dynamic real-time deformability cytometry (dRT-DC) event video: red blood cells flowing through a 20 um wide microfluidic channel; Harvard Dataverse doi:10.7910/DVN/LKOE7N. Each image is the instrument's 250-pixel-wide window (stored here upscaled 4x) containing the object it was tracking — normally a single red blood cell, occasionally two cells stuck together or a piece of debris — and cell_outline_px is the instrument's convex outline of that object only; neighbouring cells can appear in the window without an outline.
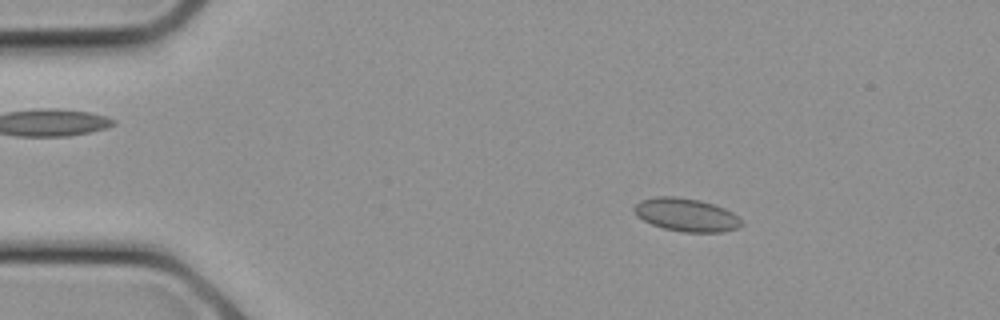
{"species": "common noctule bat (a hibernating species)", "species_latin": "Nyctalus noctula", "temperature_condition": "cold", "stored_images_in_passage": 23, "camera_frame_rate_fps": 3000, "um_per_image_px": 0.085, "animal": {"sex": "female", "body_mass_g": 21.9}, "frame": {"image": 1, "passage_image": 3, "time_ms": 0.667, "image_size_px": [1000, 320], "cell_outline_px": [[744, 224], [736, 228], [724, 232], [684, 232], [664, 228], [652, 224], [636, 216], [632, 208], [640, 200], [656, 196], [672, 196], [700, 200], [724, 208], [732, 212]], "centroid_in_image_um": [58.3, 18.26], "position_along_channel_um": 26.7, "area_um2": 20.63}}
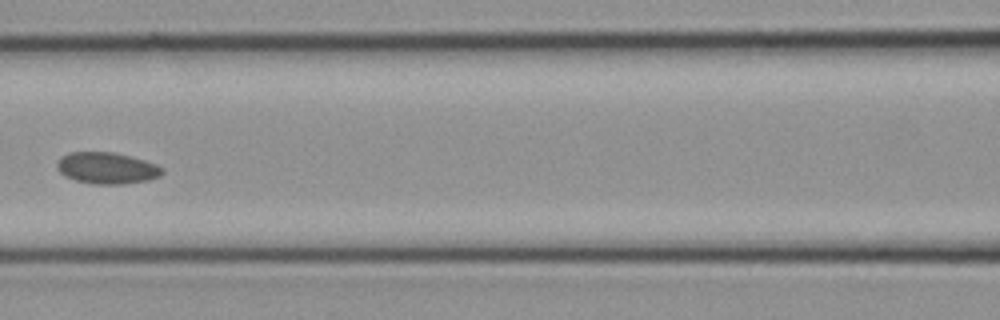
{"frame": {"image": 2, "passage_image": 10, "time_ms": 3.0, "image_size_px": [1000, 320], "cell_outline_px": [[164, 172], [160, 176], [148, 180], [124, 184], [92, 184], [76, 180], [64, 176], [56, 168], [56, 164], [60, 156], [68, 152], [112, 152], [144, 160], [156, 164], [164, 168]], "centroid_in_image_um": [9.06, 14.29], "position_along_channel_um": 157.5, "area_um2": 19.42}}
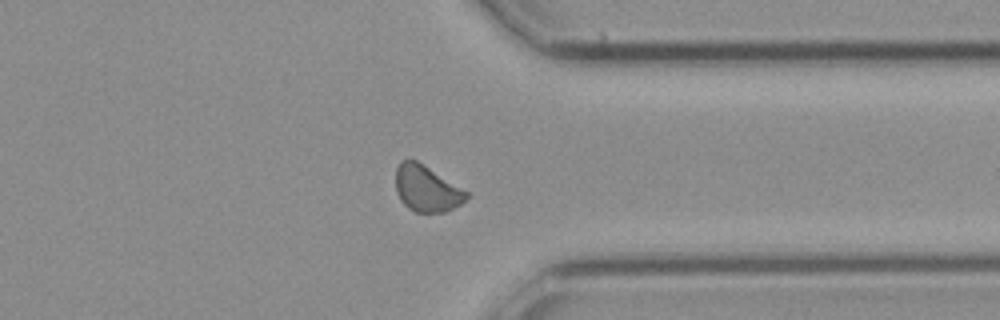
{"frame": {"image": 3, "passage_image": 18, "time_ms": 5.667, "image_size_px": [1000, 320], "cell_outline_px": [[468, 196], [460, 204], [444, 212], [416, 212], [408, 208], [400, 200], [396, 192], [396, 168], [400, 160], [416, 160], [468, 192]], "centroid_in_image_um": [36.22, 16.03], "position_along_channel_um": 375.2, "area_um2": 18.73}}